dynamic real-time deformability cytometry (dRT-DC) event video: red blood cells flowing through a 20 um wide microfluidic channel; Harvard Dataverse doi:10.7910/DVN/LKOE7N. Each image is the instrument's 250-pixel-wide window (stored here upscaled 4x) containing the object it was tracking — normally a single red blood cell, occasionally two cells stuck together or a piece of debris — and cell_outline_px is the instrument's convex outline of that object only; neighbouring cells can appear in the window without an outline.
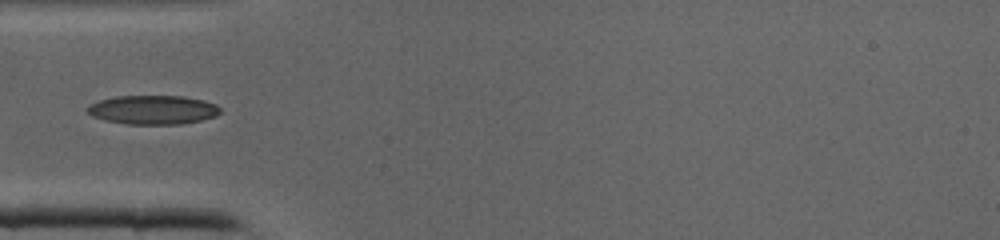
{"species": "common noctule bat (a hibernating species)", "species_latin": "Nyctalus noctula", "temperature_condition": "cold", "stored_images_in_passage": 9, "camera_frame_rate_fps": 3000, "um_per_image_px": 0.085, "animal": {"sex": "male", "body_mass_g": 19.0, "forearm_length_mm": 50.8}, "frame": {"image": 1, "passage_image": 2, "time_ms": 0.333, "image_size_px": [1000, 240], "cell_outline_px": [[220, 112], [216, 116], [200, 120], [180, 124], [124, 124], [104, 120], [92, 116], [88, 112], [88, 104], [100, 100], [116, 96], [184, 96], [204, 100], [216, 104], [220, 108]], "centroid_in_image_um": [12.99, 9.33], "position_along_channel_um": 72.0, "area_um2": 22.48}}
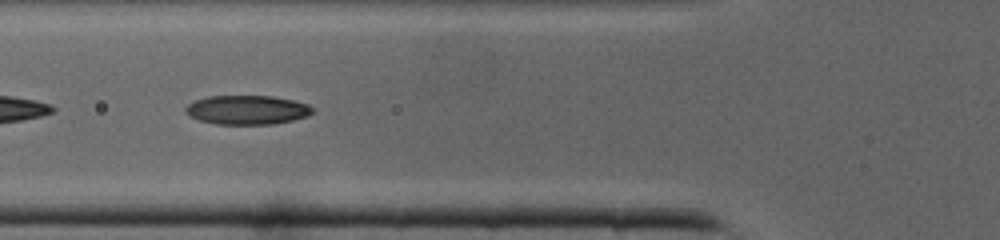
{"frame": {"image": 2, "passage_image": 4, "time_ms": 1.0, "image_size_px": [1000, 240], "cell_outline_px": [[312, 112], [308, 116], [292, 120], [272, 124], [216, 124], [200, 120], [188, 116], [184, 112], [184, 108], [188, 104], [196, 100], [208, 96], [272, 96], [292, 100], [308, 104], [312, 108]], "centroid_in_image_um": [20.97, 9.34], "position_along_channel_um": 104.8, "area_um2": 21.5}}
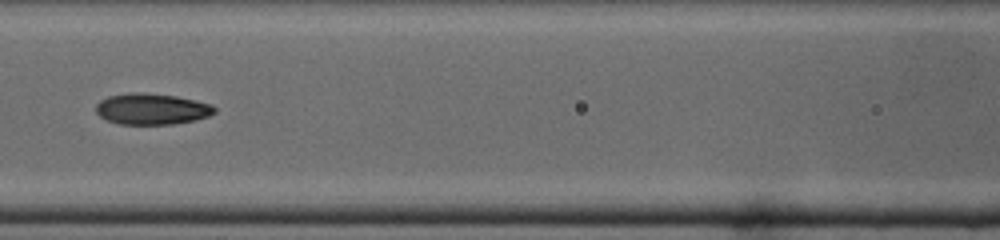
{"frame": {"image": 3, "passage_image": 7, "time_ms": 2.0, "image_size_px": [1000, 240], "cell_outline_px": [[216, 112], [208, 116], [196, 120], [172, 124], [120, 124], [108, 120], [100, 116], [96, 112], [96, 104], [100, 100], [108, 96], [136, 92], [176, 96], [196, 100], [212, 104], [216, 108]], "centroid_in_image_um": [12.92, 9.26], "position_along_channel_um": 153.7, "area_um2": 21.44}}